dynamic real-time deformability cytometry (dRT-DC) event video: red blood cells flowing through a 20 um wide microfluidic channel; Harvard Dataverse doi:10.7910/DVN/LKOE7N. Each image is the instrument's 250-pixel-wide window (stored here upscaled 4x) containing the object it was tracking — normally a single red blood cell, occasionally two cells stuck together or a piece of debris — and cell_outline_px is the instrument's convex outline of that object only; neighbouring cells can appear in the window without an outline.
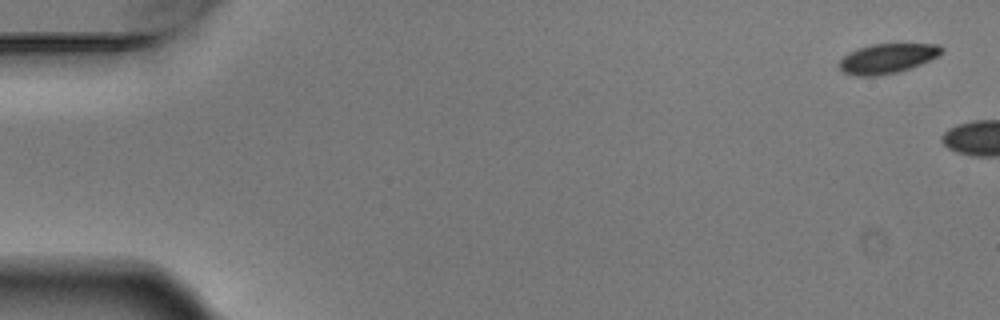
{"species": "Egyptian fruit bat (a non-hibernating species)", "species_latin": "Rousettus aegyptiacus", "temperature_condition": "warm", "stored_images_in_passage": 2, "camera_frame_rate_fps": 3000, "um_per_image_px": 0.085, "animal": {"sex": "male"}, "frame": {"image": 1, "passage_image": 1, "time_ms": 0.0, "image_size_px": [1000, 320], "cell_outline_px": [[944, 48], [940, 56], [920, 64], [896, 72], [876, 76], [856, 76], [844, 72], [840, 68], [840, 60], [848, 52], [872, 44], [940, 44]], "centroid_in_image_um": [75.45, 4.96], "position_along_channel_um": 9.6, "area_um2": 17.57}}